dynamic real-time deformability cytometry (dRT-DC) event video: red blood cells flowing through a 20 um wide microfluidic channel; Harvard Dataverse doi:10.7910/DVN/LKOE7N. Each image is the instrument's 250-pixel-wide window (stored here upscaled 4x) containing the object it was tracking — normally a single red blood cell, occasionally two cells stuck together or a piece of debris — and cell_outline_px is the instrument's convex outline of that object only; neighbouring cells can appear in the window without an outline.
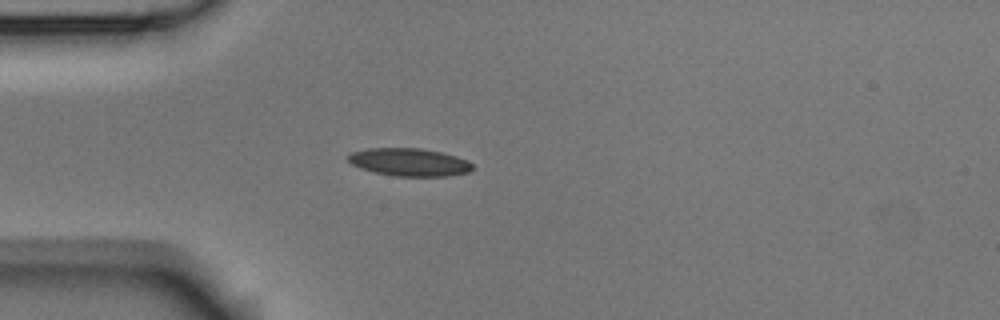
{"species": "Egyptian fruit bat (a non-hibernating species)", "species_latin": "Rousettus aegyptiacus", "temperature_condition": "room temperature", "stored_images_in_passage": 3, "camera_frame_rate_fps": 3000, "um_per_image_px": 0.085, "animal": {"sex": "male"}, "frame": {"image": 1, "passage_image": 3, "time_ms": 0.667, "image_size_px": [1000, 320], "cell_outline_px": [[472, 168], [468, 172], [448, 176], [396, 176], [376, 172], [360, 168], [352, 164], [348, 160], [348, 156], [352, 152], [368, 148], [420, 148], [440, 152], [456, 156], [468, 160], [472, 164]], "centroid_in_image_um": [34.8, 13.78], "position_along_channel_um": 50.2, "area_um2": 20.0}}